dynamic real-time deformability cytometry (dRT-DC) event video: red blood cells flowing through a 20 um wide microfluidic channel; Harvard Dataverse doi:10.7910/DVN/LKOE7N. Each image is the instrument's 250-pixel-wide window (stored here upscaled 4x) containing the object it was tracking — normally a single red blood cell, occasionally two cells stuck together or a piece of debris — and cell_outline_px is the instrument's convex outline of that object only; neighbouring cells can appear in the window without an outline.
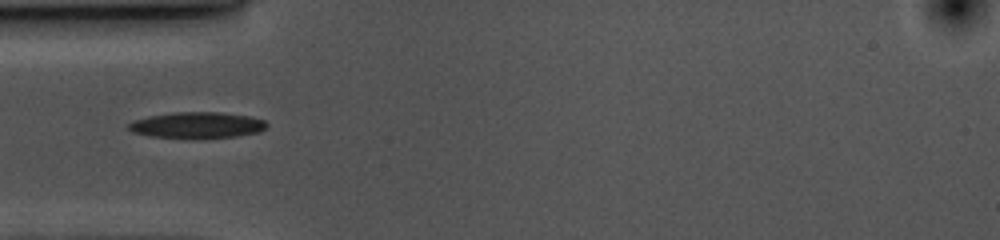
{"species": "common noctule bat (a hibernating species)", "species_latin": "Nyctalus noctula", "temperature_condition": "cold", "stored_images_in_passage": 4, "camera_frame_rate_fps": 3000, "um_per_image_px": 0.085, "animal": {"sex": "female", "body_mass_g": 10.0, "forearm_length_mm": 53.1}, "frame": {"image": 1, "passage_image": 1, "time_ms": 0.0, "image_size_px": [1000, 240], "cell_outline_px": [[268, 124], [260, 132], [236, 136], [200, 140], [196, 140], [152, 136], [132, 132], [128, 128], [128, 124], [132, 120], [148, 116], [172, 112], [220, 112], [248, 116], [264, 120]], "centroid_in_image_um": [16.73, 10.66], "position_along_channel_um": 68.3, "area_um2": 21.56}}